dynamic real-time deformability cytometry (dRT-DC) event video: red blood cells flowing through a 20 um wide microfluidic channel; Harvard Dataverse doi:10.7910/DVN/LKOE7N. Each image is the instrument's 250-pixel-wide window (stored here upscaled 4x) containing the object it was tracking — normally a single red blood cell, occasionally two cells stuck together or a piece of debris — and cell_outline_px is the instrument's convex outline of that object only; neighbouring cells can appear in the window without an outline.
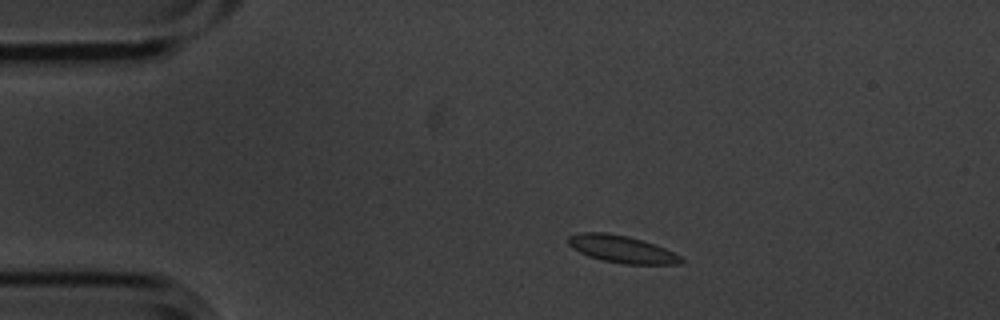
{"species": "common noctule bat (a hibernating species)", "species_latin": "Nyctalus noctula", "temperature_condition": "cold", "stored_images_in_passage": 6, "camera_frame_rate_fps": 3000, "um_per_image_px": 0.085, "animal": {"sex": "male", "body_mass_g": 20.1, "forearm_length_mm": 53.5}, "frame": {"image": 1, "passage_image": 2, "time_ms": 0.333, "image_size_px": [1000, 320], "cell_outline_px": [[684, 260], [680, 264], [624, 264], [604, 260], [588, 256], [572, 248], [568, 244], [568, 236], [580, 232], [604, 232], [628, 236], [664, 248], [680, 256]], "centroid_in_image_um": [52.81, 21.17], "position_along_channel_um": 32.2, "area_um2": 17.69}}
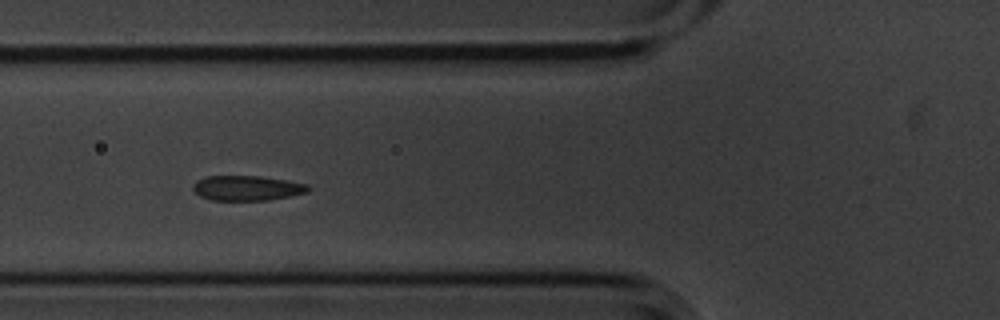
{"frame": {"image": 2, "passage_image": 5, "time_ms": 1.333, "image_size_px": [1000, 320], "cell_outline_px": [[312, 188], [308, 192], [268, 200], [212, 200], [200, 196], [192, 188], [192, 184], [196, 180], [204, 176], [260, 176], [308, 184]], "centroid_in_image_um": [20.98, 15.98], "position_along_channel_um": 104.8, "area_um2": 16.76}}
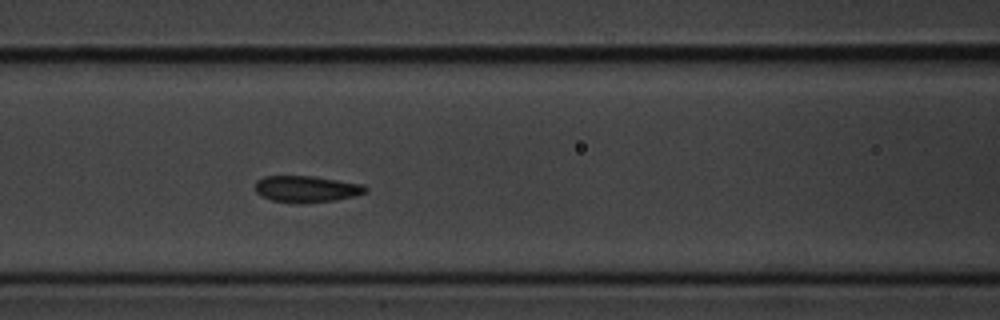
{"frame": {"image": 3, "passage_image": 6, "time_ms": 1.667, "image_size_px": [1000, 320], "cell_outline_px": [[368, 192], [336, 200], [304, 204], [296, 204], [272, 200], [260, 196], [256, 192], [256, 180], [264, 176], [312, 176], [364, 184], [368, 188]], "centroid_in_image_um": [26.05, 16.07], "position_along_channel_um": 140.6, "area_um2": 17.28}}